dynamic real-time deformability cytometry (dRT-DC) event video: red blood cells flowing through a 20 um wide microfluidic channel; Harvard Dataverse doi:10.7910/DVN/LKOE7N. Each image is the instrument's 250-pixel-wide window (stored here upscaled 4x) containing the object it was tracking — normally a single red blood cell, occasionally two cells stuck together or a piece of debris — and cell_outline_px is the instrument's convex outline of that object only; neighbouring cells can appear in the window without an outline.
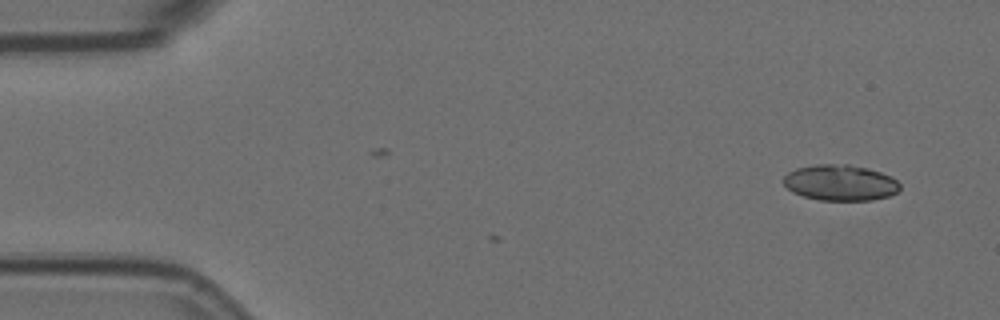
{"species": "Egyptian fruit bat (a non-hibernating species)", "species_latin": "Rousettus aegyptiacus", "temperature_condition": "room temperature", "stored_images_in_passage": 2, "camera_frame_rate_fps": 3000, "um_per_image_px": 0.085, "animal": {"sex": "female"}, "frame": {"image": 1, "passage_image": 2, "time_ms": 0.333, "image_size_px": [1000, 320], "cell_outline_px": [[900, 188], [896, 192], [888, 196], [872, 200], [820, 200], [804, 196], [792, 192], [784, 184], [784, 176], [788, 172], [796, 168], [816, 164], [848, 164], [868, 168], [892, 176], [900, 184]], "centroid_in_image_um": [71.43, 15.52], "position_along_channel_um": 13.6, "area_um2": 24.33}}